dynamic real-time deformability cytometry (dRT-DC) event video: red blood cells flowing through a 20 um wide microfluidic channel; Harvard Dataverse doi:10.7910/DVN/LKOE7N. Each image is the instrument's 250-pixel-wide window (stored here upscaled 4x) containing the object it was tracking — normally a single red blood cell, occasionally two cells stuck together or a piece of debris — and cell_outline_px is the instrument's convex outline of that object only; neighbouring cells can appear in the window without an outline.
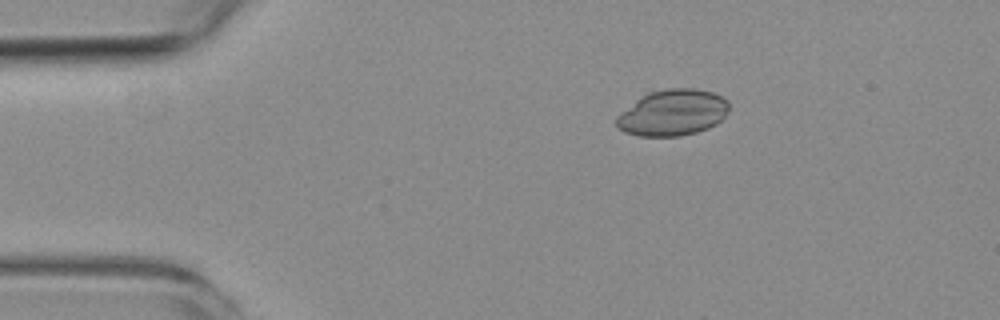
{"species": "common noctule bat (a hibernating species)", "species_latin": "Nyctalus noctula", "temperature_condition": "room temperature", "stored_images_in_passage": 6, "camera_frame_rate_fps": 3000, "um_per_image_px": 0.085, "animal": {"sex": "female", "body_mass_g": 19.3, "forearm_length_mm": 54.1}, "frame": {"image": 1, "passage_image": 3, "time_ms": 2.333, "image_size_px": [1000, 320], "cell_outline_px": [[728, 112], [716, 124], [708, 128], [696, 132], [680, 136], [640, 136], [624, 132], [616, 124], [616, 116], [636, 100], [648, 92], [668, 88], [696, 88], [712, 92], [728, 100]], "centroid_in_image_um": [57.18, 9.57], "position_along_channel_um": 27.8, "area_um2": 30.23}}